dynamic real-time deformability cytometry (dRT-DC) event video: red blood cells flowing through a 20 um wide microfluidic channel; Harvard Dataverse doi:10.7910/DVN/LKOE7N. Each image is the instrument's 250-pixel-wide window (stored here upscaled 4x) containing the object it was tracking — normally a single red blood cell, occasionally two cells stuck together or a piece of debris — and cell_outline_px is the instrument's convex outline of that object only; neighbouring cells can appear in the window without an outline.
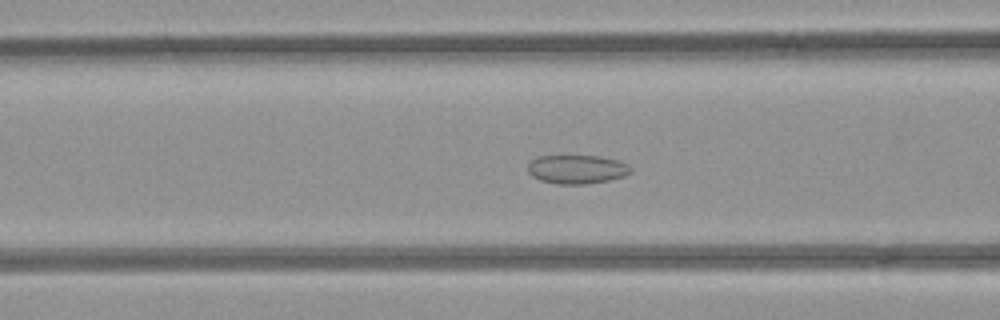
{"species": "common noctule bat (a hibernating species)", "species_latin": "Nyctalus noctula", "temperature_condition": "room temperature", "stored_images_in_passage": 31, "camera_frame_rate_fps": 3000, "um_per_image_px": 0.085, "animal": {"sex": "female", "body_mass_g": 21.9}, "frame": {"image": 1, "passage_image": 6, "time_ms": 1.667, "image_size_px": [1000, 320], "cell_outline_px": [[632, 172], [624, 176], [608, 180], [584, 184], [556, 184], [540, 180], [532, 176], [528, 172], [528, 164], [536, 156], [600, 156], [616, 160], [628, 164], [632, 168]], "centroid_in_image_um": [49.03, 14.39], "position_along_channel_um": 117.6, "area_um2": 17.28}}
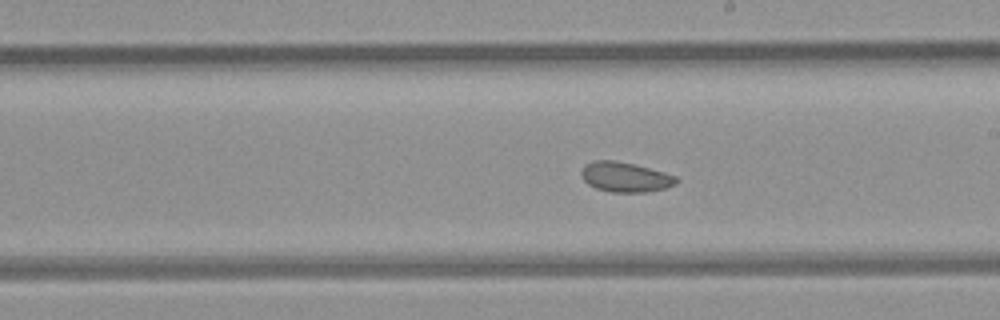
{"frame": {"image": 2, "passage_image": 15, "time_ms": 4.667, "image_size_px": [1000, 320], "cell_outline_px": [[680, 180], [676, 184], [664, 188], [648, 192], [612, 192], [596, 188], [588, 184], [584, 180], [580, 172], [584, 164], [596, 160], [612, 160], [632, 164], [664, 172], [676, 176]], "centroid_in_image_um": [53.14, 15.05], "position_along_channel_um": 235.9, "area_um2": 16.47}}
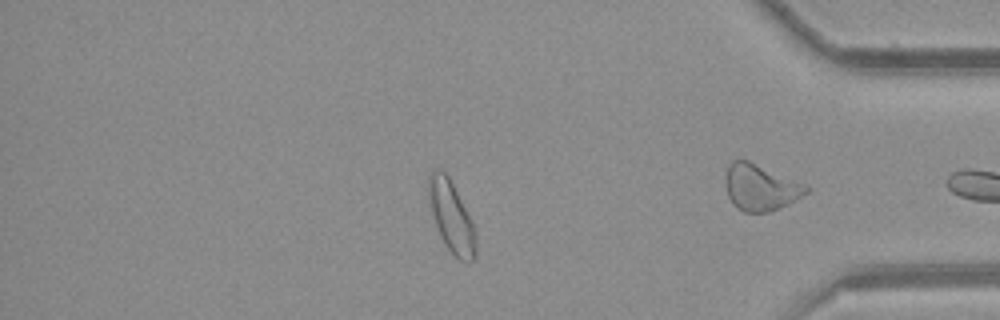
{"frame": {"image": 3, "passage_image": 30, "time_ms": 9.667, "image_size_px": [1000, 320], "cell_outline_px": [[476, 256], [472, 260], [460, 260], [444, 244], [440, 236], [428, 200], [428, 176], [432, 168], [440, 168], [448, 176], [472, 220], [476, 232]], "centroid_in_image_um": [38.36, 18.38], "position_along_channel_um": 396.8, "area_um2": 19.48}, "authors_computed_cell_mechanics": {"area_um2": 17.1666, "velocity_mm_per_s": 3.9379, "shape_relaxation_time_tau1_ms": null, "shape_relaxation_time_tau2_ms": 2.2618, "deformation_change_tau1": null, "deformation_change_tau2": 0.0637}}